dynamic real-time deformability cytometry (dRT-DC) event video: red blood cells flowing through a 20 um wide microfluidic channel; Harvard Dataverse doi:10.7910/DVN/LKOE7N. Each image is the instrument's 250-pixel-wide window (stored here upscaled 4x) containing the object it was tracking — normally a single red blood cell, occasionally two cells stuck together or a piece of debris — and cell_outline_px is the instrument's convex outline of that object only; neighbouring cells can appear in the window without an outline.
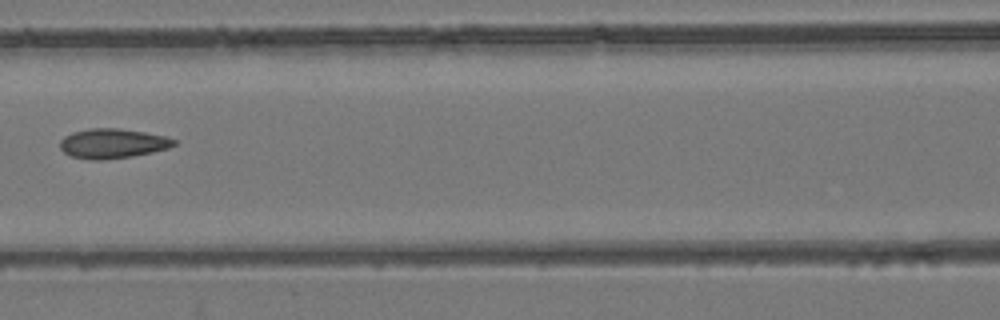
{"species": "common noctule bat (a hibernating species)", "species_latin": "Nyctalus noctula", "temperature_condition": "room temperature", "stored_images_in_passage": 8, "camera_frame_rate_fps": 3000, "um_per_image_px": 0.085, "animal": {"sex": "female", "body_mass_g": 24.6, "forearm_length_mm": 56.2}, "frame": {"image": 1, "passage_image": 7, "time_ms": 8.0, "image_size_px": [1000, 320], "cell_outline_px": [[176, 144], [168, 148], [152, 152], [132, 156], [104, 160], [92, 160], [72, 156], [64, 152], [60, 148], [60, 140], [64, 136], [72, 132], [88, 128], [116, 128], [144, 132], [164, 136], [176, 140]], "centroid_in_image_um": [9.54, 12.19], "position_along_channel_um": 157.1, "area_um2": 19.65}}
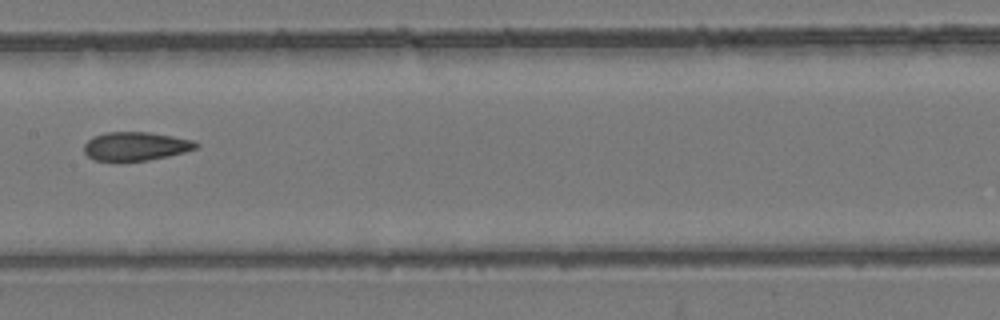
{"frame": {"image": 2, "passage_image": 8, "time_ms": 9.0, "image_size_px": [1000, 320], "cell_outline_px": [[200, 144], [196, 148], [184, 152], [168, 156], [148, 160], [96, 160], [88, 156], [84, 152], [84, 144], [92, 136], [104, 132], [148, 132], [196, 140]], "centroid_in_image_um": [11.55, 12.41], "position_along_channel_um": 195.9, "area_um2": 18.61}}